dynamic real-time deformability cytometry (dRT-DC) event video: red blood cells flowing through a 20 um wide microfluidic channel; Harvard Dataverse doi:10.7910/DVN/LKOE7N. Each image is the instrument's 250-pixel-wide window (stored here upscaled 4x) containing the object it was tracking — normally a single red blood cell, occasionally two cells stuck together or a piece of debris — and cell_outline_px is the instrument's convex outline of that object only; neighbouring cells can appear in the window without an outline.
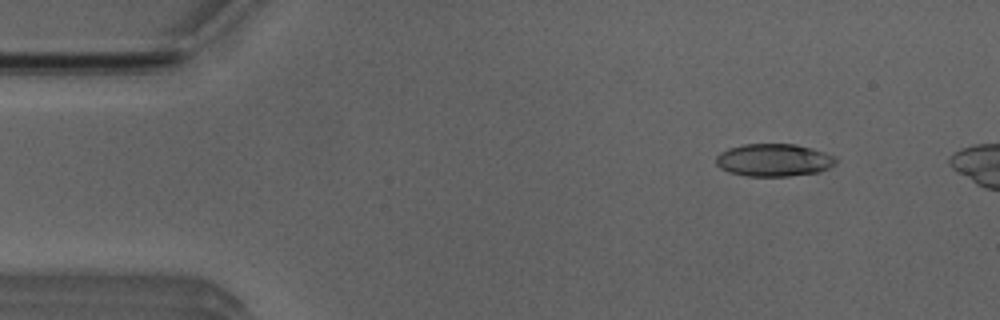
{"species": "Egyptian fruit bat (a non-hibernating species)", "species_latin": "Rousettus aegyptiacus", "temperature_condition": "room temperature", "stored_images_in_passage": 6, "camera_frame_rate_fps": 3000, "um_per_image_px": 0.085, "animal": {"sex": "male"}, "frame": {"image": 1, "passage_image": 2, "time_ms": 0.333, "image_size_px": [1000, 320], "cell_outline_px": [[836, 164], [820, 172], [788, 176], [744, 176], [728, 172], [720, 168], [716, 164], [716, 156], [720, 152], [728, 148], [744, 144], [796, 144], [824, 152], [832, 156], [836, 160]], "centroid_in_image_um": [65.74, 13.61], "position_along_channel_um": 19.3, "area_um2": 22.83}}